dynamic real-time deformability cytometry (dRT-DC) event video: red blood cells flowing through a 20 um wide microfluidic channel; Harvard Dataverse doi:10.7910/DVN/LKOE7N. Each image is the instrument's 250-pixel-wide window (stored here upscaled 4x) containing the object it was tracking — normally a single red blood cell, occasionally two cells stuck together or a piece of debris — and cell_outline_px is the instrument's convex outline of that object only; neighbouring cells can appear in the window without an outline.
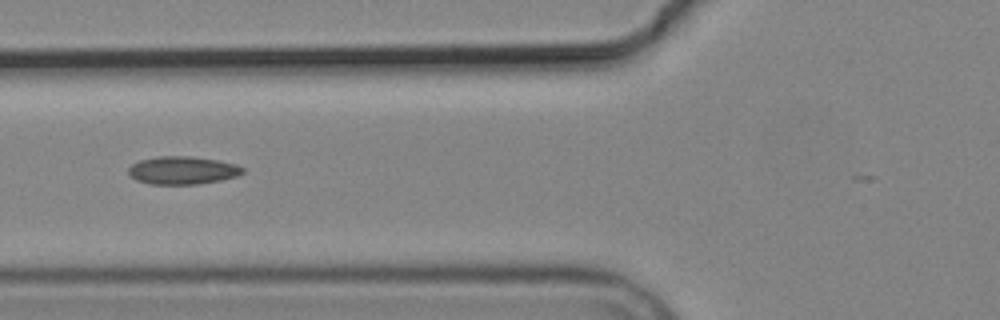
{"species": "common noctule bat (a hibernating species)", "species_latin": "Nyctalus noctula", "temperature_condition": "cold", "stored_images_in_passage": 9, "camera_frame_rate_fps": 3000, "um_per_image_px": 0.085, "animal": {"sex": "male", "body_mass_g": 19.2, "forearm_length_mm": 51.8}, "frame": {"image": 1, "passage_image": 6, "time_ms": 6.667, "image_size_px": [1000, 320], "cell_outline_px": [[244, 172], [236, 176], [220, 180], [196, 184], [148, 184], [136, 180], [128, 172], [128, 168], [132, 164], [140, 160], [160, 156], [192, 156], [216, 160], [236, 164], [244, 168]], "centroid_in_image_um": [15.5, 14.47], "position_along_channel_um": 110.3, "area_um2": 18.5}}
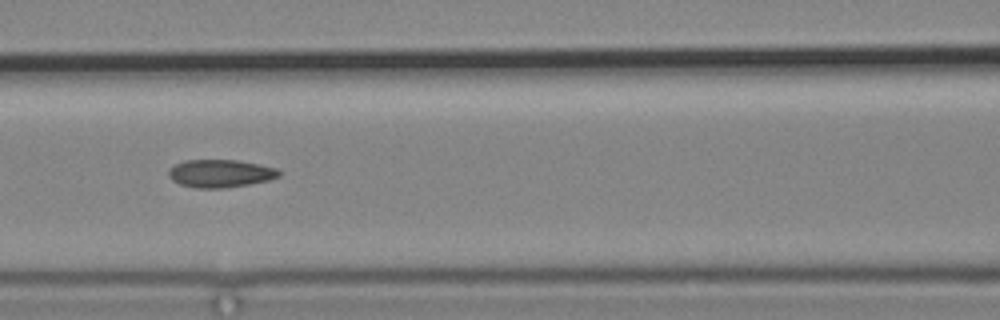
{"frame": {"image": 2, "passage_image": 7, "time_ms": 7.667, "image_size_px": [1000, 320], "cell_outline_px": [[280, 176], [268, 180], [248, 184], [224, 188], [196, 188], [180, 184], [172, 180], [168, 176], [168, 168], [184, 160], [236, 160], [276, 168], [280, 172]], "centroid_in_image_um": [18.68, 14.74], "position_along_channel_um": 147.9, "area_um2": 17.8}}
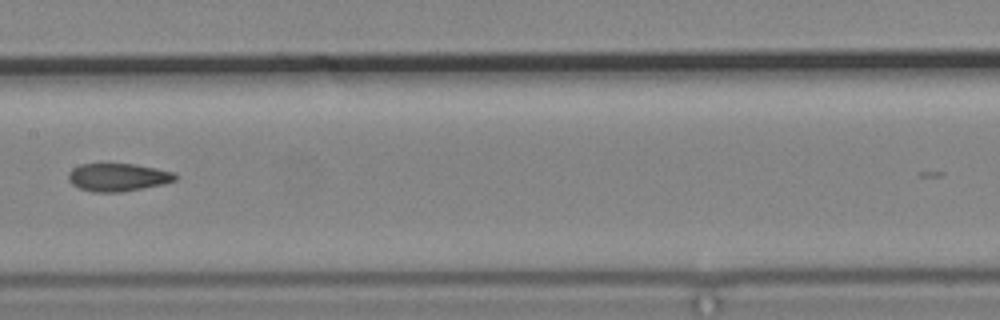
{"frame": {"image": 3, "passage_image": 8, "time_ms": 9.0, "image_size_px": [1000, 320], "cell_outline_px": [[176, 180], [164, 184], [120, 192], [96, 192], [80, 188], [72, 184], [68, 180], [68, 172], [72, 168], [80, 164], [136, 164], [156, 168], [172, 172], [176, 176]], "centroid_in_image_um": [10.0, 15.06], "position_along_channel_um": 197.4, "area_um2": 17.28}}